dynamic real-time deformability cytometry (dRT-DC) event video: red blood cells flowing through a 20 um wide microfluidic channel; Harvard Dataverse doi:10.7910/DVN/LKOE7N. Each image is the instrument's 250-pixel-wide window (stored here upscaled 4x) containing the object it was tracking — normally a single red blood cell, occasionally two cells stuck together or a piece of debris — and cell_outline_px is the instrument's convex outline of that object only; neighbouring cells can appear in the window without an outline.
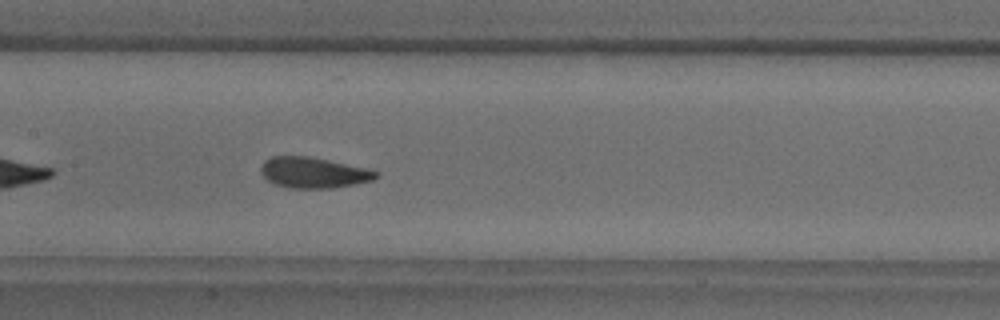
{"species": "common noctule bat (a hibernating species)", "species_latin": "Nyctalus noctula", "temperature_condition": "warm", "stored_images_in_passage": 39, "camera_frame_rate_fps": 3000, "um_per_image_px": 0.085, "animal": {"sex": "male", "body_mass_g": 18.8}, "frame": {"image": 1, "passage_image": 12, "time_ms": 3.667, "image_size_px": [1000, 320], "cell_outline_px": [[380, 176], [372, 180], [332, 188], [288, 188], [272, 184], [260, 172], [260, 168], [264, 160], [272, 156], [308, 156], [328, 160], [364, 168], [380, 172]], "centroid_in_image_um": [26.6, 14.67], "position_along_channel_um": 180.8, "area_um2": 20.58}}
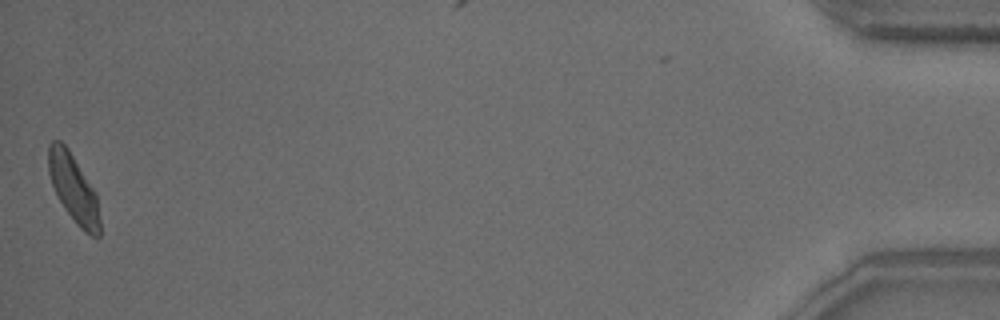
{"frame": {"image": 2, "passage_image": 39, "time_ms": 12.667, "image_size_px": [1000, 320], "cell_outline_px": [[100, 236], [92, 236], [84, 232], [76, 224], [64, 208], [52, 184], [48, 172], [48, 144], [52, 140], [60, 140], [68, 148], [96, 192], [100, 220]], "centroid_in_image_um": [6.25, 16.01], "position_along_channel_um": 429.0, "area_um2": 20.35}, "authors_computed_cell_mechanics": {"area_um2": 20.3456, "velocity_mm_per_s": 3.8378, "shape_relaxation_time_tau1_ms": 3.2666, "shape_relaxation_time_tau2_ms": 1.0579, "deformation_change_tau1": 0.1128, "deformation_change_tau2": 0.0584}}